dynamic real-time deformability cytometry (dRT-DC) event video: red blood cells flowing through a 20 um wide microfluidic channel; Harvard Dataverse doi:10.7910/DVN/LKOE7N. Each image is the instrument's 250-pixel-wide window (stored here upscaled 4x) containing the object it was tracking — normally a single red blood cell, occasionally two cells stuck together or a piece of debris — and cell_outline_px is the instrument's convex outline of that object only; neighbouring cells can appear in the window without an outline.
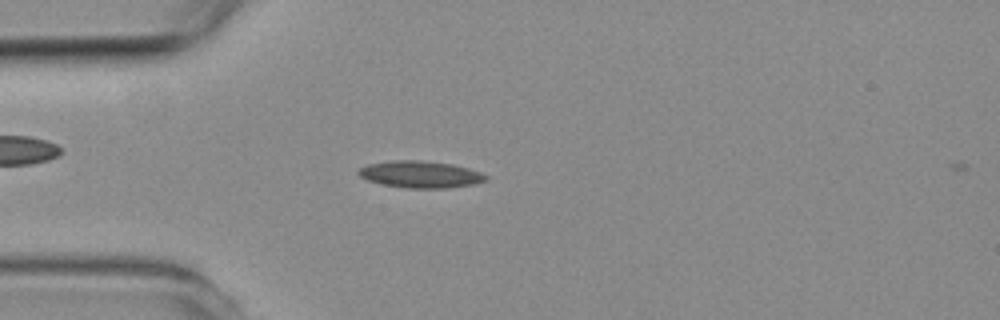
{"species": "common noctule bat (a hibernating species)", "species_latin": "Nyctalus noctula", "temperature_condition": "room temperature", "stored_images_in_passage": 2, "camera_frame_rate_fps": 3000, "um_per_image_px": 0.085, "animal": {"sex": "female", "body_mass_g": 19.3, "forearm_length_mm": 54.1}, "frame": {"image": 1, "passage_image": 1, "time_ms": 0.0, "image_size_px": [1000, 320], "cell_outline_px": [[488, 180], [472, 184], [444, 188], [408, 188], [384, 184], [368, 180], [360, 176], [356, 172], [360, 168], [368, 164], [392, 160], [424, 160], [452, 164], [468, 168], [480, 172], [488, 176]], "centroid_in_image_um": [35.74, 14.81], "position_along_channel_um": 49.3, "area_um2": 19.83}}